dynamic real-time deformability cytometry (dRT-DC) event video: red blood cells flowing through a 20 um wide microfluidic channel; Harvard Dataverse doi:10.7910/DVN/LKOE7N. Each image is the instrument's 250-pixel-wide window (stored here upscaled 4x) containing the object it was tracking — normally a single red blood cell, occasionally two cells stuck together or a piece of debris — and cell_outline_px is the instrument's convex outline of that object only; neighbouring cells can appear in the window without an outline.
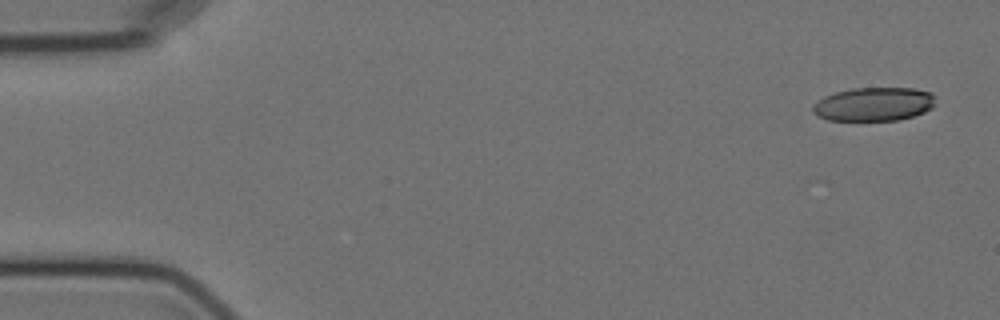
{"species": "Egyptian fruit bat (a non-hibernating species)", "species_latin": "Rousettus aegyptiacus", "temperature_condition": "cold", "stored_images_in_passage": 7, "camera_frame_rate_fps": 3000, "um_per_image_px": 0.085, "animal": {"sex": "female"}, "frame": {"image": 1, "passage_image": 2, "time_ms": 2.0, "image_size_px": [1000, 320], "cell_outline_px": [[936, 104], [932, 108], [924, 112], [900, 120], [828, 120], [816, 116], [812, 112], [812, 108], [824, 96], [836, 92], [852, 88], [916, 88], [932, 92], [936, 96]], "centroid_in_image_um": [74.33, 8.85], "position_along_channel_um": 10.7, "area_um2": 24.28}}
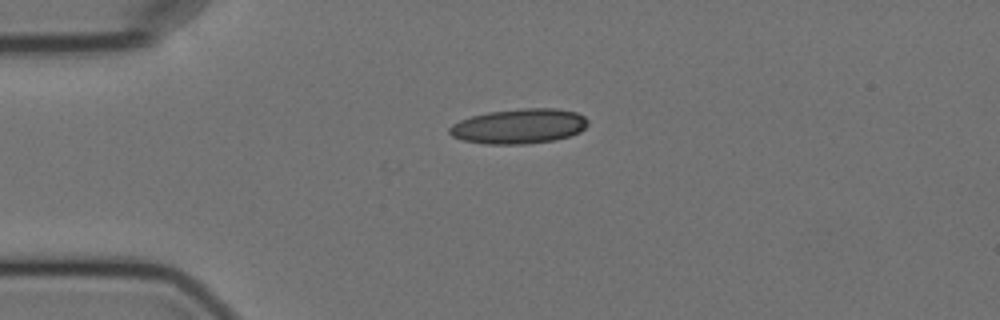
{"frame": {"image": 2, "passage_image": 5, "time_ms": 5.667, "image_size_px": [1000, 320], "cell_outline_px": [[588, 124], [580, 132], [556, 140], [524, 144], [484, 144], [464, 140], [452, 136], [448, 132], [448, 128], [452, 124], [460, 120], [472, 116], [488, 112], [524, 108], [556, 108], [576, 112], [584, 116], [588, 120]], "centroid_in_image_um": [44.12, 10.73], "position_along_channel_um": 40.9, "area_um2": 28.21}}
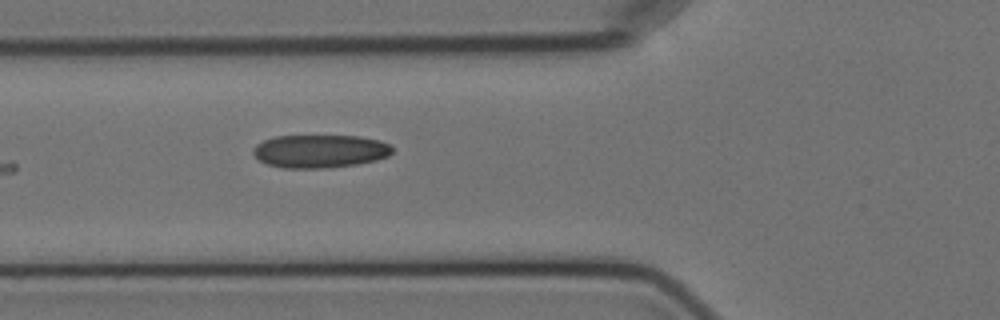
{"frame": {"image": 3, "passage_image": 7, "time_ms": 8.0, "image_size_px": [1000, 320], "cell_outline_px": [[392, 152], [388, 156], [376, 160], [356, 164], [324, 168], [284, 168], [268, 164], [260, 160], [252, 152], [252, 148], [256, 144], [264, 140], [276, 136], [360, 136], [380, 140], [388, 144], [392, 148]], "centroid_in_image_um": [27.19, 12.84], "position_along_channel_um": 98.6, "area_um2": 26.76}}